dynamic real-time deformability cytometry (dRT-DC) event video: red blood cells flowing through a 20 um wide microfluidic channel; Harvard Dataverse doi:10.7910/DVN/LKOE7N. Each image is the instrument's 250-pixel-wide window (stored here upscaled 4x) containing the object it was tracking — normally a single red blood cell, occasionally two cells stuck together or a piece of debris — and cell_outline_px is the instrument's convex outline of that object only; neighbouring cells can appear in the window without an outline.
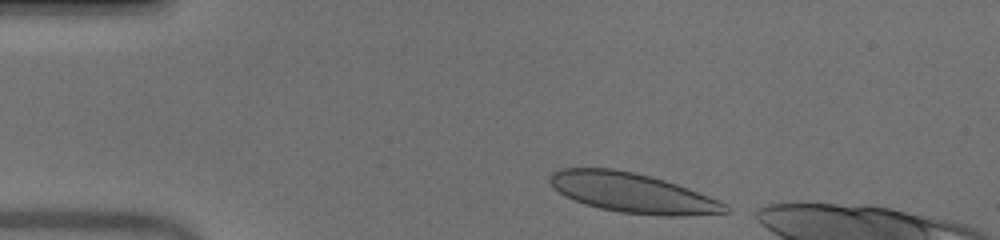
{"species": "human", "species_latin": "Homo sapiens", "temperature_condition": "warm", "stored_images_in_passage": 43, "camera_frame_rate_fps": 3000, "um_per_image_px": 0.085, "donor": {"sex": "male"}, "frame": {"image": 1, "passage_image": 1, "time_ms": 0.0, "image_size_px": [1000, 240], "cell_outline_px": [[728, 212], [684, 216], [664, 216], [620, 212], [600, 208], [584, 204], [564, 196], [552, 184], [552, 172], [560, 168], [612, 168], [652, 176], [688, 188], [720, 200], [728, 208]], "centroid_in_image_um": [53.78, 16.39], "position_along_channel_um": 31.2, "area_um2": 40.17}}
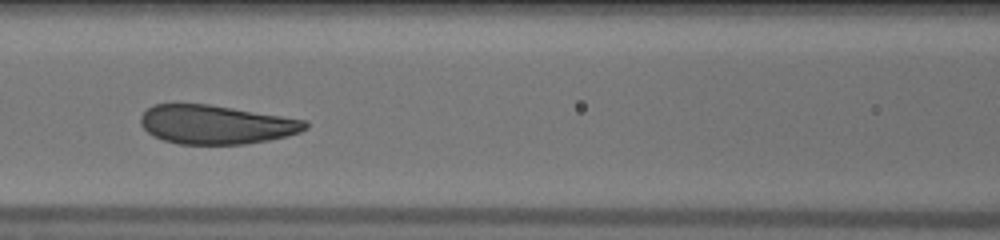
{"frame": {"image": 2, "passage_image": 14, "time_ms": 4.333, "image_size_px": [1000, 240], "cell_outline_px": [[308, 128], [300, 132], [268, 140], [244, 144], [180, 144], [164, 140], [148, 132], [140, 124], [140, 116], [152, 104], [208, 104], [308, 120]], "centroid_in_image_um": [18.37, 10.58], "position_along_channel_um": 148.2, "area_um2": 37.17}}
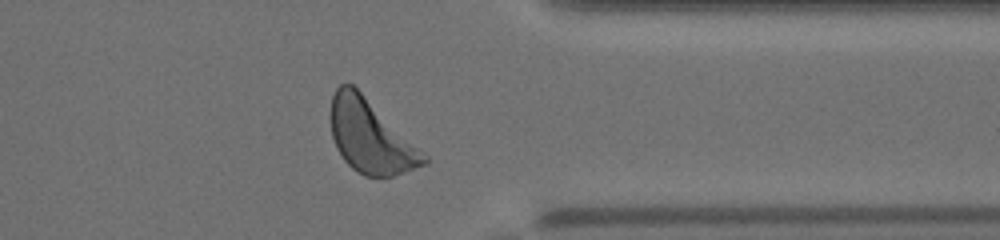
{"frame": {"image": 3, "passage_image": 32, "time_ms": 10.333, "image_size_px": [1000, 240], "cell_outline_px": [[428, 164], [392, 176], [364, 176], [356, 172], [344, 160], [336, 148], [332, 136], [332, 96], [336, 88], [340, 84], [352, 84], [428, 156]], "centroid_in_image_um": [31.5, 11.64], "position_along_channel_um": 379.9, "area_um2": 38.96}, "authors_computed_cell_mechanics": {"area_um2": 38.4948, "velocity_mm_per_s": 3.9866, "shape_relaxation_time_tau1_ms": 1.9891, "shape_relaxation_time_tau2_ms": null, "deformation_change_tau1": 0.105, "deformation_change_tau2": null}}